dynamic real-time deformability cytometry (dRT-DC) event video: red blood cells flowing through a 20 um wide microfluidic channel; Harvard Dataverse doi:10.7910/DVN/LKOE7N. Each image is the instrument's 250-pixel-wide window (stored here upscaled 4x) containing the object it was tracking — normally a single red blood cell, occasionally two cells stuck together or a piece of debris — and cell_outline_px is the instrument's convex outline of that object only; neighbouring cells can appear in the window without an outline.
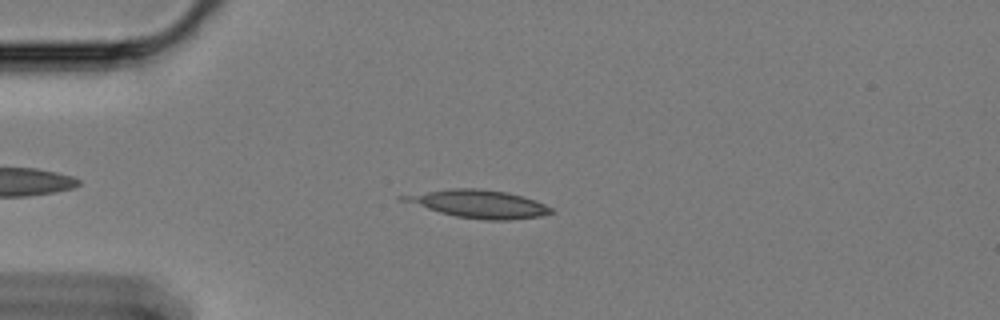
{"species": "Egyptian fruit bat (a non-hibernating species)", "species_latin": "Rousettus aegyptiacus", "temperature_condition": "cold", "stored_images_in_passage": 5, "camera_frame_rate_fps": 3000, "um_per_image_px": 0.085, "animal": {"sex": "female"}, "frame": {"image": 1, "passage_image": 2, "time_ms": 0.333, "image_size_px": [1000, 320], "cell_outline_px": [[556, 212], [540, 216], [508, 220], [484, 220], [456, 216], [440, 212], [400, 200], [396, 196], [452, 188], [476, 188], [508, 192], [524, 196], [544, 204], [552, 208]], "centroid_in_image_um": [40.71, 17.33], "position_along_channel_um": 44.3, "area_um2": 23.87}}